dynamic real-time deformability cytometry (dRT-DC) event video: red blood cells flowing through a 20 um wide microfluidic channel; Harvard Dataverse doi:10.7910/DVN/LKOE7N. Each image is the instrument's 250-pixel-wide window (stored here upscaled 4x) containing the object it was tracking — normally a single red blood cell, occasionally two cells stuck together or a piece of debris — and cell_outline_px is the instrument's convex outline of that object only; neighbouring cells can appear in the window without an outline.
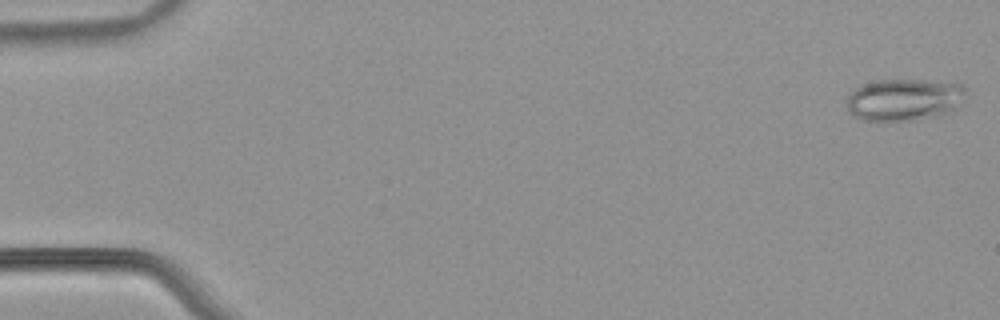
{"species": "common noctule bat (a hibernating species)", "species_latin": "Nyctalus noctula", "temperature_condition": "warm", "stored_images_in_passage": 53, "camera_frame_rate_fps": 3000, "um_per_image_px": 0.085, "animal": {"sex": "male", "body_mass_g": 21.5, "forearm_length_mm": 52.0}, "frame": {"image": 1, "passage_image": 1, "time_ms": 0.0, "image_size_px": [1000, 320], "cell_outline_px": [[968, 96], [952, 112], [940, 116], [916, 120], [860, 120], [852, 116], [848, 112], [848, 92], [864, 84], [876, 80], [928, 80], [964, 84]], "centroid_in_image_um": [76.91, 8.47], "position_along_channel_um": 8.1, "area_um2": 29.77}}
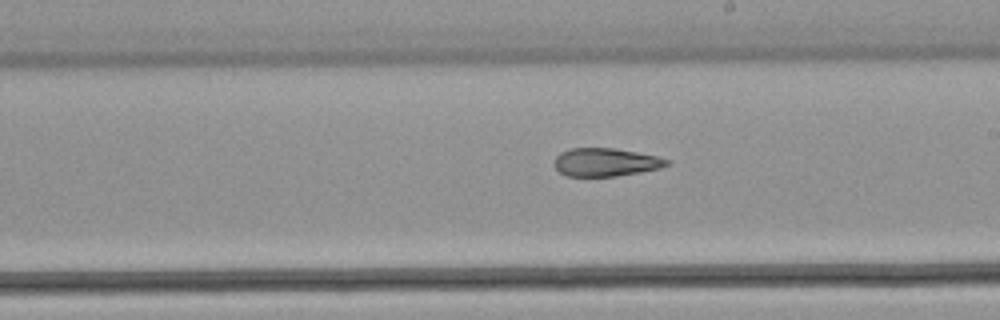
{"frame": {"image": 2, "passage_image": 31, "time_ms": 10.0, "image_size_px": [1000, 320], "cell_outline_px": [[672, 164], [660, 168], [640, 172], [616, 176], [564, 176], [552, 164], [552, 160], [560, 152], [572, 148], [612, 148], [636, 152], [656, 156], [668, 160]], "centroid_in_image_um": [51.44, 13.79], "position_along_channel_um": 237.6, "area_um2": 18.55}}
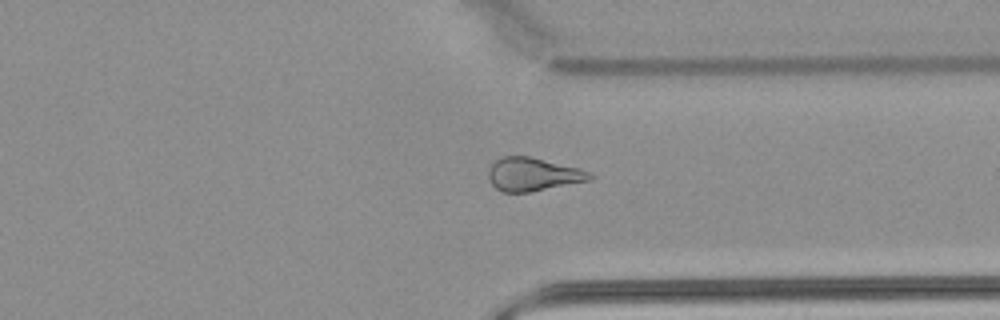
{"frame": {"image": 3, "passage_image": 41, "time_ms": 13.333, "image_size_px": [1000, 320], "cell_outline_px": [[596, 176], [588, 180], [528, 192], [504, 192], [496, 188], [492, 184], [488, 176], [488, 168], [500, 156], [528, 156], [580, 168]], "centroid_in_image_um": [45.27, 14.8], "position_along_channel_um": 366.1, "area_um2": 19.42}, "authors_computed_cell_mechanics": {"area_um2": 22.4264, "velocity_mm_per_s": 3.8571, "shape_relaxation_time_tau1_ms": null, "shape_relaxation_time_tau2_ms": 3.9716, "deformation_change_tau1": null, "deformation_change_tau2": 0.1347}}